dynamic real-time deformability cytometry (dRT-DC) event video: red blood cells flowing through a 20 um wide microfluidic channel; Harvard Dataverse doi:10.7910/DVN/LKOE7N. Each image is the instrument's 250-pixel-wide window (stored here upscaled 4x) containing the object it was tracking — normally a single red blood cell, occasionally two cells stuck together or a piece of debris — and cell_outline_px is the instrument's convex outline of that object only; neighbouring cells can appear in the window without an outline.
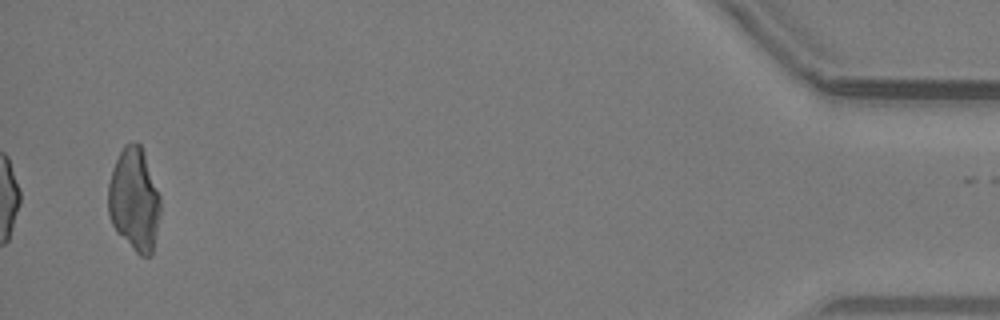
{"species": "common noctule bat (a hibernating species)", "species_latin": "Nyctalus noctula", "temperature_condition": "warm", "stored_images_in_passage": 31, "camera_frame_rate_fps": 3000, "um_per_image_px": 0.085, "animal": {"sex": "male", "body_mass_g": 19.2, "forearm_length_mm": 51.8}, "frame": {"image": 1, "passage_image": 31, "time_ms": 10.0, "image_size_px": [1000, 320], "cell_outline_px": [[160, 216], [152, 256], [140, 256], [116, 232], [112, 224], [108, 212], [108, 184], [112, 168], [124, 144], [136, 140], [140, 144], [160, 196]], "centroid_in_image_um": [11.4, 16.99], "position_along_channel_um": 423.8, "area_um2": 31.44}}